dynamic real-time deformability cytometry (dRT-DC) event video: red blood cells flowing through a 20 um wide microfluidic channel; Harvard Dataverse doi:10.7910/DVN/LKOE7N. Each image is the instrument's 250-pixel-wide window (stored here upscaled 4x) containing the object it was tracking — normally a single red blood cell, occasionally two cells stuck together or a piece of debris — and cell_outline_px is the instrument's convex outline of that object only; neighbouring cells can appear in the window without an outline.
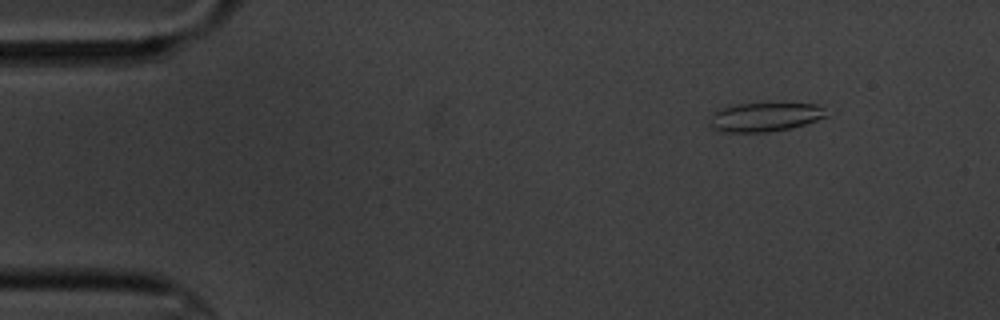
{"species": "common noctule bat (a hibernating species)", "species_latin": "Nyctalus noctula", "temperature_condition": "cold", "stored_images_in_passage": 4, "camera_frame_rate_fps": 3000, "um_per_image_px": 0.085, "animal": {"sex": "male", "body_mass_g": 20.1, "forearm_length_mm": 53.5}, "frame": {"image": 1, "passage_image": 1, "time_ms": 0.0, "image_size_px": [1000, 320], "cell_outline_px": [[828, 116], [792, 128], [768, 132], [724, 132], [712, 128], [712, 116], [720, 108], [736, 104], [820, 104]], "centroid_in_image_um": [65.04, 9.95], "position_along_channel_um": 20.0, "area_um2": 19.31}}
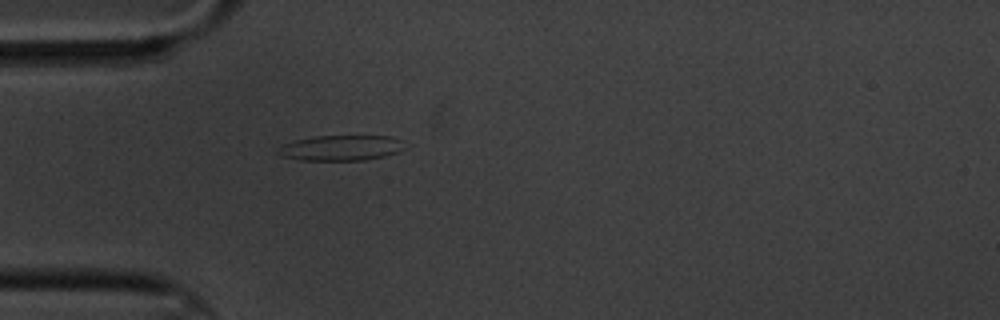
{"frame": {"image": 2, "passage_image": 4, "time_ms": 3.333, "image_size_px": [1000, 320], "cell_outline_px": [[404, 148], [396, 152], [384, 156], [364, 160], [300, 160], [280, 156], [276, 152], [276, 148], [284, 144], [296, 140], [312, 136], [392, 136], [400, 140]], "centroid_in_image_um": [28.92, 12.57], "position_along_channel_um": 56.1, "area_um2": 18.67}}